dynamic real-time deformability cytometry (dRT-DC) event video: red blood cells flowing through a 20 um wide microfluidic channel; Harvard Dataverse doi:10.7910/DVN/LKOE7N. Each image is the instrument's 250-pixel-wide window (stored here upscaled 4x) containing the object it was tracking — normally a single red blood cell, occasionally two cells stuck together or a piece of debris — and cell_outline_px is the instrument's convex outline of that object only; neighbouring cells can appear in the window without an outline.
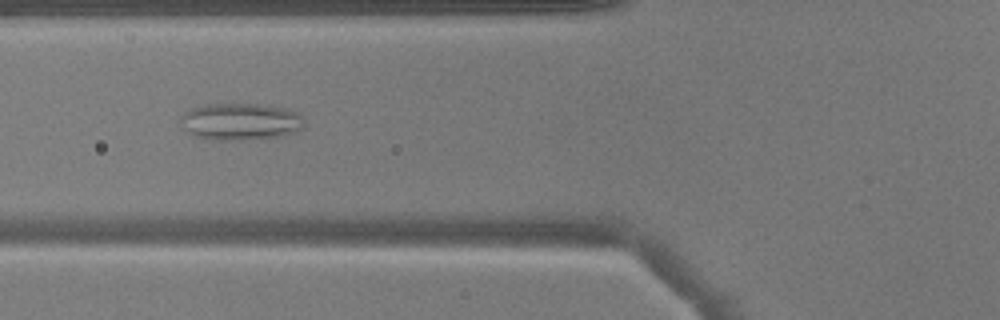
{"species": "common noctule bat (a hibernating species)", "species_latin": "Nyctalus noctula", "temperature_condition": "warm", "stored_images_in_passage": 51, "camera_frame_rate_fps": 3000, "um_per_image_px": 0.085, "animal": {"sex": "male", "body_mass_g": 17.9}, "frame": {"image": 1, "passage_image": 20, "time_ms": 6.333, "image_size_px": [1000, 320], "cell_outline_px": [[304, 124], [296, 132], [280, 136], [224, 140], [216, 140], [196, 136], [188, 132], [184, 128], [180, 120], [180, 116], [184, 112], [192, 108], [204, 104], [260, 104], [284, 108], [296, 112], [300, 116]], "centroid_in_image_um": [20.4, 10.32], "position_along_channel_um": 105.4, "area_um2": 26.24}}
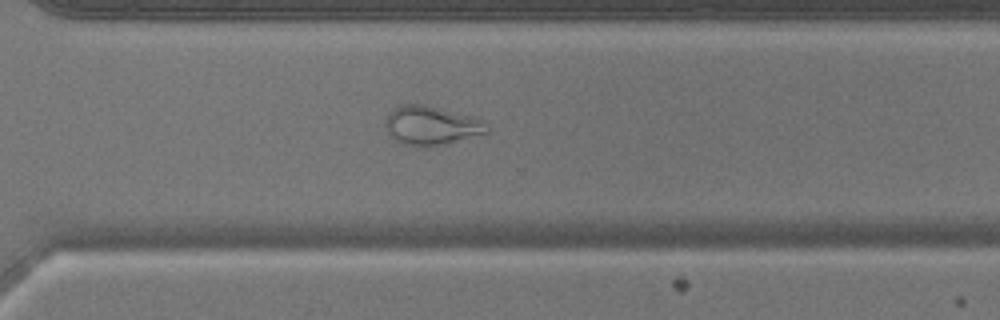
{"frame": {"image": 2, "passage_image": 37, "time_ms": 12.0, "image_size_px": [1000, 320], "cell_outline_px": [[492, 132], [444, 144], [404, 144], [396, 140], [388, 132], [384, 124], [388, 112], [396, 104], [428, 104], [468, 116], [488, 124]], "centroid_in_image_um": [36.65, 10.62], "position_along_channel_um": 334.0, "area_um2": 22.72}}
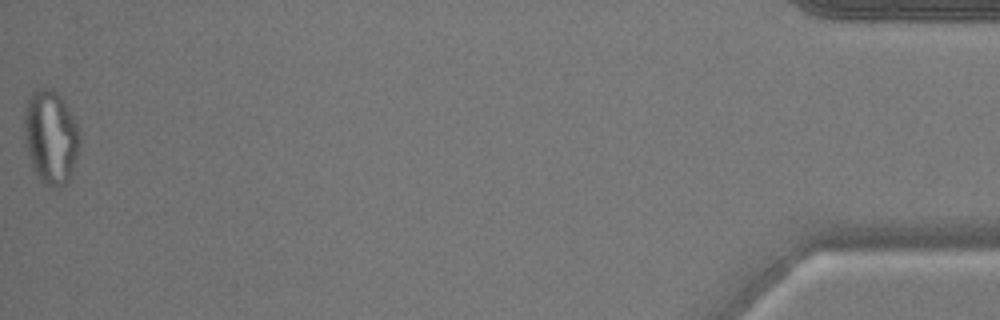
{"frame": {"image": 3, "passage_image": 51, "time_ms": 16.667, "image_size_px": [1000, 320], "cell_outline_px": [[80, 140], [76, 156], [68, 180], [60, 188], [52, 188], [44, 184], [40, 180], [32, 168], [28, 152], [24, 132], [24, 112], [28, 100], [32, 92], [36, 88], [44, 84], [52, 88], [60, 96], [76, 120], [80, 132]], "centroid_in_image_um": [4.3, 11.6], "position_along_channel_um": 430.9, "area_um2": 30.46}}